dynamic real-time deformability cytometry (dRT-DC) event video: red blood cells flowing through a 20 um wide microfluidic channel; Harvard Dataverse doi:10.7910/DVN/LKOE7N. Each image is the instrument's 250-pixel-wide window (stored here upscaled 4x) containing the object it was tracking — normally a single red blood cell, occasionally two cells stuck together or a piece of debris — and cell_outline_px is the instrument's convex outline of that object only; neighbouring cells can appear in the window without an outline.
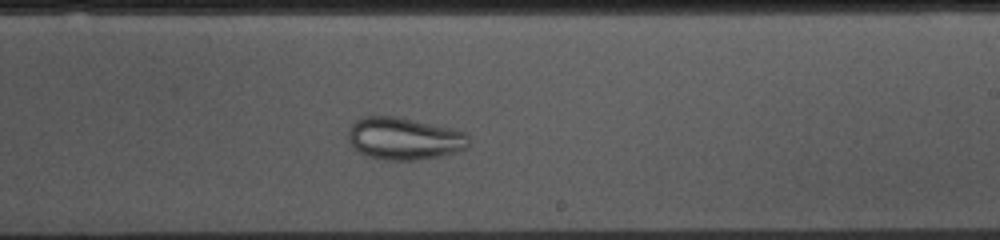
{"species": "common noctule bat (a hibernating species)", "species_latin": "Nyctalus noctula", "temperature_condition": "cold", "stored_images_in_passage": 44, "camera_frame_rate_fps": 3000, "um_per_image_px": 0.085, "animal": {"sex": "female", "body_mass_g": 10.0, "forearm_length_mm": 53.1}, "frame": {"image": 1, "passage_image": 29, "time_ms": 9.333, "image_size_px": [1000, 240], "cell_outline_px": [[468, 148], [456, 152], [440, 156], [416, 160], [384, 160], [368, 156], [360, 152], [348, 140], [348, 128], [356, 120], [364, 116], [396, 116], [452, 128], [468, 132]], "centroid_in_image_um": [34.37, 11.77], "position_along_channel_um": 254.6, "area_um2": 29.82}}
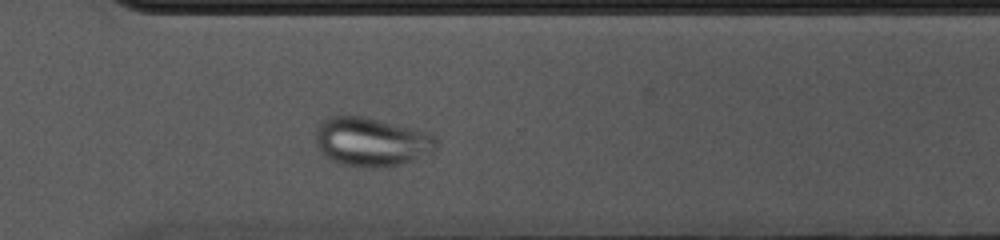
{"frame": {"image": 2, "passage_image": 36, "time_ms": 11.667, "image_size_px": [1000, 240], "cell_outline_px": [[440, 144], [436, 152], [404, 164], [380, 168], [364, 168], [340, 164], [332, 160], [320, 152], [316, 144], [316, 128], [328, 116], [364, 116], [416, 128], [432, 132], [436, 136]], "centroid_in_image_um": [31.67, 12.07], "position_along_channel_um": 338.9, "area_um2": 35.43}}
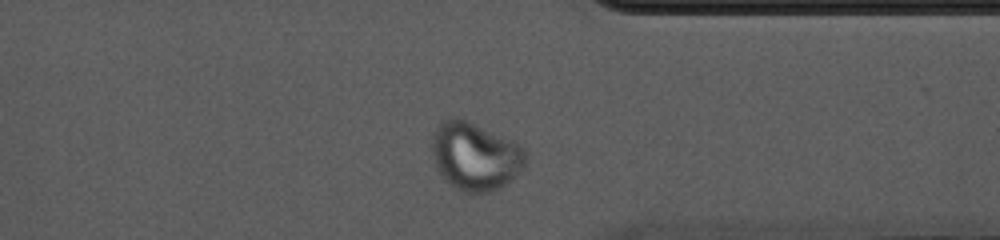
{"frame": {"image": 3, "passage_image": 39, "time_ms": 12.667, "image_size_px": [1000, 240], "cell_outline_px": [[528, 156], [524, 164], [500, 188], [488, 192], [464, 192], [456, 188], [436, 168], [432, 152], [432, 132], [444, 120], [452, 116], [460, 116], [512, 140], [520, 144], [524, 148]], "centroid_in_image_um": [40.37, 13.22], "position_along_channel_um": 371.0, "area_um2": 36.88}}